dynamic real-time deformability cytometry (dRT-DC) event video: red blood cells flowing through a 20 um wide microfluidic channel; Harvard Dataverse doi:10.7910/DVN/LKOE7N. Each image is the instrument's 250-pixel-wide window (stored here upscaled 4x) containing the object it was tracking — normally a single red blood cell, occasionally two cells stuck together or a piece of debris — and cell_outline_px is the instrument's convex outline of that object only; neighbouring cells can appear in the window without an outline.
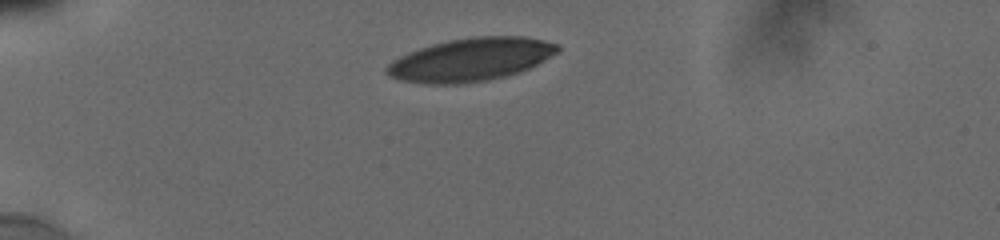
{"species": "human", "species_latin": "Homo sapiens", "temperature_condition": "cold", "stored_images_in_passage": 34, "camera_frame_rate_fps": 3000, "um_per_image_px": 0.085, "donor": {"sex": "male"}, "frame": {"image": 1, "passage_image": 1, "time_ms": 0.0, "image_size_px": [1000, 240], "cell_outline_px": [[560, 48], [556, 52], [544, 60], [528, 68], [504, 76], [488, 80], [460, 84], [424, 84], [400, 80], [384, 72], [384, 68], [392, 60], [408, 52], [432, 44], [448, 40], [472, 36], [524, 36], [544, 40], [556, 44]], "centroid_in_image_um": [39.96, 5.06], "position_along_channel_um": 45.0, "area_um2": 42.71}}
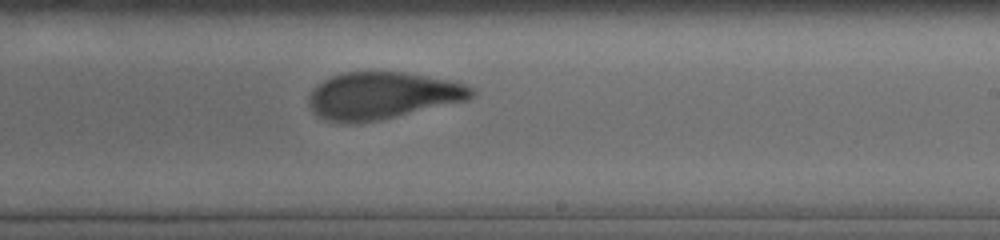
{"frame": {"image": 2, "passage_image": 22, "time_ms": 6.667, "image_size_px": [1000, 240], "cell_outline_px": [[476, 96], [468, 100], [380, 120], [356, 124], [344, 124], [328, 120], [312, 112], [308, 104], [308, 96], [312, 88], [316, 84], [332, 76], [344, 72], [404, 72], [452, 80], [476, 88]], "centroid_in_image_um": [32.51, 8.13], "position_along_channel_um": 256.5, "area_um2": 45.2}}
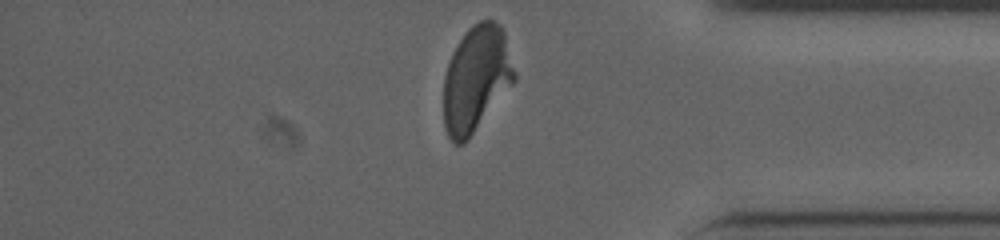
{"frame": {"image": 3, "passage_image": 34, "time_ms": 10.667, "image_size_px": [1000, 240], "cell_outline_px": [[516, 80], [468, 140], [464, 144], [456, 144], [448, 136], [444, 124], [444, 76], [448, 60], [456, 44], [468, 28], [472, 24], [480, 20], [492, 20], [500, 24], [504, 32], [516, 72]], "centroid_in_image_um": [40.47, 6.68], "position_along_channel_um": 394.7, "area_um2": 43.99}, "authors_computed_cell_mechanics": {"area_um2": 44.9973, "velocity_mm_per_s": 3.8081, "shape_relaxation_time_tau1_ms": 5.4723, "shape_relaxation_time_tau2_ms": 1.2675, "deformation_change_tau1": 0.1917, "deformation_change_tau2": 0.0819}}